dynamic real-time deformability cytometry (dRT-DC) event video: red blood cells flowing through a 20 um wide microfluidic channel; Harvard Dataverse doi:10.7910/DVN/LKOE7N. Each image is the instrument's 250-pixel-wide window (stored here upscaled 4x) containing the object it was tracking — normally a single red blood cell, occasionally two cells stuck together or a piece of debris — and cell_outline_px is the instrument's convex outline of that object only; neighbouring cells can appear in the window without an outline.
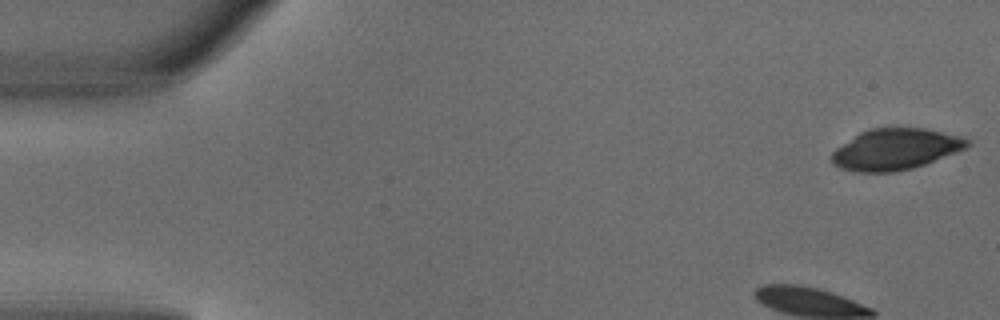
{"species": "common noctule bat (a hibernating species)", "species_latin": "Nyctalus noctula", "temperature_condition": "warm", "stored_images_in_passage": 4, "camera_frame_rate_fps": 3000, "um_per_image_px": 0.085, "animal": {"sex": "male", "body_mass_g": 18.8}, "frame": {"image": 1, "passage_image": 1, "time_ms": 0.0, "image_size_px": [1000, 320], "cell_outline_px": [[972, 144], [956, 152], [924, 164], [912, 168], [892, 172], [856, 172], [840, 168], [832, 164], [832, 152], [836, 148], [860, 132], [868, 128], [924, 128], [960, 136], [972, 140]], "centroid_in_image_um": [76.11, 12.68], "position_along_channel_um": 8.9, "area_um2": 32.37}}